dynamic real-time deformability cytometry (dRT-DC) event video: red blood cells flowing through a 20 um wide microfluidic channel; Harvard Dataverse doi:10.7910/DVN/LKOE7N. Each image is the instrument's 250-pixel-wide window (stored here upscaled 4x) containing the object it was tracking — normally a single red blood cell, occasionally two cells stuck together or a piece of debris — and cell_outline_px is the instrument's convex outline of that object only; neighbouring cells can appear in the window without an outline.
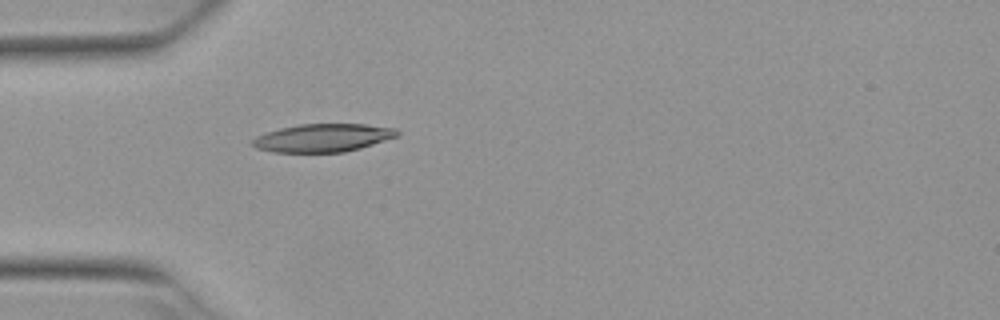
{"species": "Egyptian fruit bat (a non-hibernating species)", "species_latin": "Rousettus aegyptiacus", "temperature_condition": "warm", "stored_images_in_passage": 4, "camera_frame_rate_fps": 3000, "um_per_image_px": 0.085, "animal": {"sex": "female"}, "frame": {"image": 1, "passage_image": 4, "time_ms": 1.0, "image_size_px": [1000, 320], "cell_outline_px": [[400, 136], [360, 148], [344, 152], [272, 152], [256, 148], [248, 144], [256, 136], [280, 128], [300, 124], [364, 124], [396, 128], [400, 132]], "centroid_in_image_um": [27.45, 11.72], "position_along_channel_um": 57.5, "area_um2": 23.81}}